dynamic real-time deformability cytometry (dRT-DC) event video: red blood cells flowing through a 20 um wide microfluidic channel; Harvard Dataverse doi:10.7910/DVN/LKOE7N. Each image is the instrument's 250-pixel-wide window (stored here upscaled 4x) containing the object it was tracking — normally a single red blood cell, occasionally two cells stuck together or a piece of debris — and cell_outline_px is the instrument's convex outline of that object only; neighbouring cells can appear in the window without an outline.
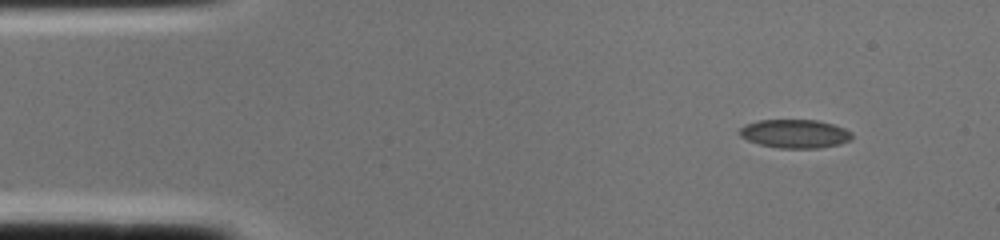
{"species": "common noctule bat (a hibernating species)", "species_latin": "Nyctalus noctula", "temperature_condition": "cold", "stored_images_in_passage": 1, "camera_frame_rate_fps": 3000, "um_per_image_px": 0.085, "animal": {"sex": "female", "body_mass_g": 22.0, "forearm_length_mm": 56.7}, "frame": {"image": 1, "passage_image": 1, "time_ms": 0.0, "image_size_px": [1000, 240], "cell_outline_px": [[852, 140], [840, 144], [820, 148], [780, 148], [760, 144], [748, 140], [740, 136], [736, 132], [744, 124], [760, 120], [816, 120], [832, 124], [844, 128], [852, 132]], "centroid_in_image_um": [67.56, 11.37], "position_along_channel_um": 17.4, "area_um2": 18.84}}